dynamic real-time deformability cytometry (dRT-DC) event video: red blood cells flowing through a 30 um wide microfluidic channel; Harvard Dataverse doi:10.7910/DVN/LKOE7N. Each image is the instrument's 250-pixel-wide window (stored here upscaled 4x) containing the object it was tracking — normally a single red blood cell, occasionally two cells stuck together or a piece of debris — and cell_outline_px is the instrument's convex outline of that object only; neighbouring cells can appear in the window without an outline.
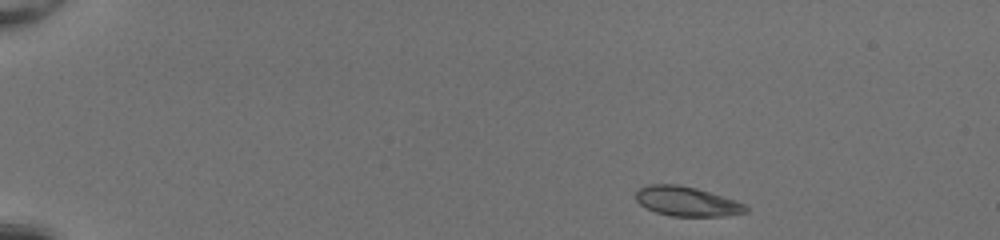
{"species": "common noctule bat (a hibernating species)", "species_latin": "Nyctalus noctula", "temperature_condition": "room temperature", "stored_images_in_passage": 44, "camera_frame_rate_fps": 3000, "um_per_image_px": 0.085, "animal": {"sex": "female", "body_mass_g": 20.0, "forearm_length_mm": 54.0}, "frame": {"image": 1, "passage_image": 1, "time_ms": 0.0, "image_size_px": [1000, 240], "cell_outline_px": [[748, 212], [728, 216], [672, 216], [656, 212], [640, 204], [636, 200], [636, 192], [640, 188], [648, 184], [680, 184], [696, 188], [736, 200], [748, 204]], "centroid_in_image_um": [58.43, 17.12], "position_along_channel_um": 26.6, "area_um2": 19.07}}
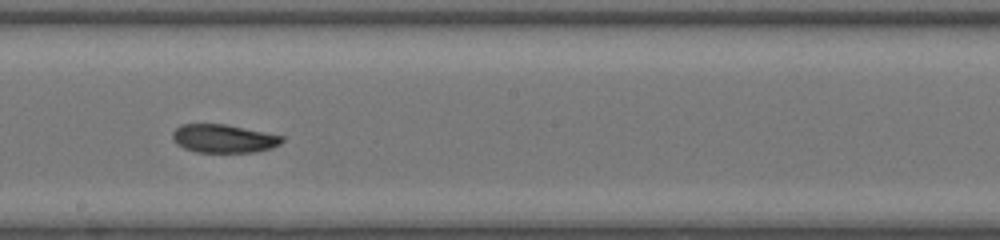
{"frame": {"image": 2, "passage_image": 24, "time_ms": 7.667, "image_size_px": [1000, 240], "cell_outline_px": [[284, 140], [280, 144], [272, 148], [252, 152], [196, 152], [184, 148], [176, 144], [172, 136], [172, 132], [180, 124], [224, 124], [284, 136]], "centroid_in_image_um": [18.99, 11.78], "position_along_channel_um": 229.2, "area_um2": 18.03}}
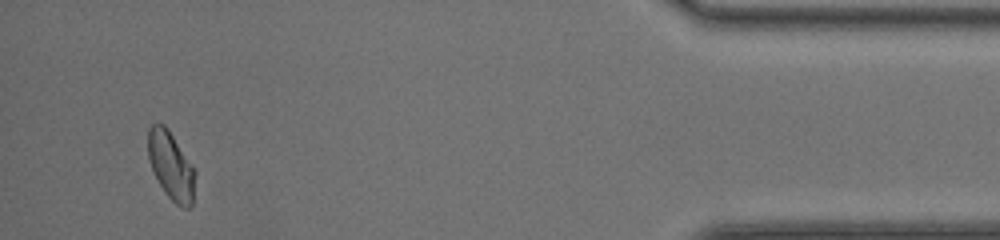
{"frame": {"image": 3, "passage_image": 42, "time_ms": 13.667, "image_size_px": [1000, 240], "cell_outline_px": [[196, 172], [192, 204], [188, 208], [184, 208], [176, 204], [168, 196], [160, 184], [152, 168], [148, 156], [148, 128], [152, 124], [164, 124], [168, 128], [196, 168]], "centroid_in_image_um": [14.57, 14.06], "position_along_channel_um": 420.6, "area_um2": 18.73}, "authors_computed_cell_mechanics": {"area_um2": 18.7561, "velocity_mm_per_s": 4.1449, "shape_relaxation_time_tau1_ms": 5.9151, "shape_relaxation_time_tau2_ms": 2.243, "deformation_change_tau1": 0.1832, "deformation_change_tau2": 0.0776}}